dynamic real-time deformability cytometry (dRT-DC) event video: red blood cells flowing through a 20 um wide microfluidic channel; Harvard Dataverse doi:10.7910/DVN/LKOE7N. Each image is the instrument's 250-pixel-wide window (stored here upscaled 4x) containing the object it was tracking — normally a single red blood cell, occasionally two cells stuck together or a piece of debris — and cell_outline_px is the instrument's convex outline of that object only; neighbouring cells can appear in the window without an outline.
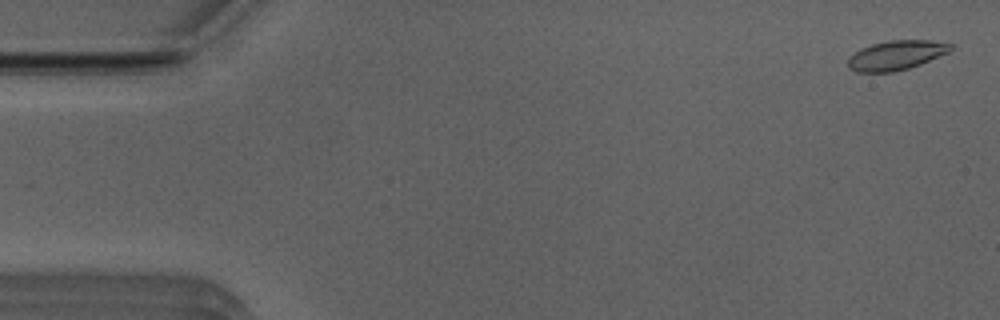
{"species": "Egyptian fruit bat (a non-hibernating species)", "species_latin": "Rousettus aegyptiacus", "temperature_condition": "room temperature", "stored_images_in_passage": 23, "camera_frame_rate_fps": 3000, "um_per_image_px": 0.085, "animal": {"sex": "male"}, "frame": {"image": 1, "passage_image": 2, "time_ms": 0.333, "image_size_px": [1000, 320], "cell_outline_px": [[952, 48], [948, 52], [920, 64], [908, 68], [892, 72], [856, 72], [848, 68], [848, 56], [860, 48], [872, 44], [888, 40], [928, 40], [952, 44]], "centroid_in_image_um": [76.11, 4.69], "position_along_channel_um": 8.9, "area_um2": 17.57}}
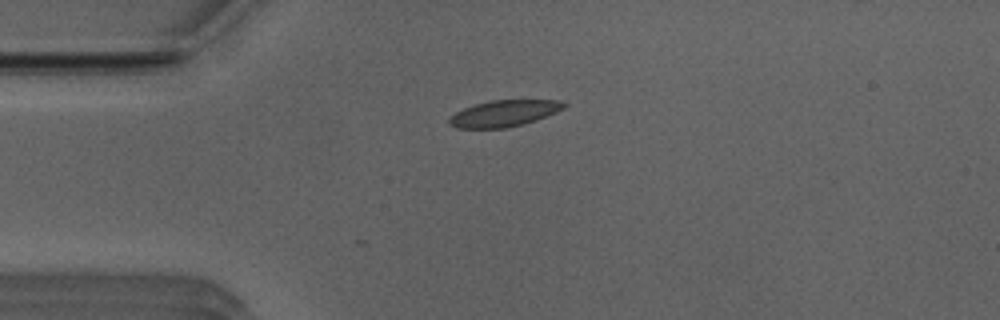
{"frame": {"image": 2, "passage_image": 13, "time_ms": 4.0, "image_size_px": [1000, 320], "cell_outline_px": [[568, 104], [564, 108], [556, 112], [536, 120], [504, 128], [456, 128], [448, 124], [448, 120], [456, 112], [464, 108], [488, 100], [560, 100]], "centroid_in_image_um": [42.84, 9.63], "position_along_channel_um": 42.2, "area_um2": 17.51}}
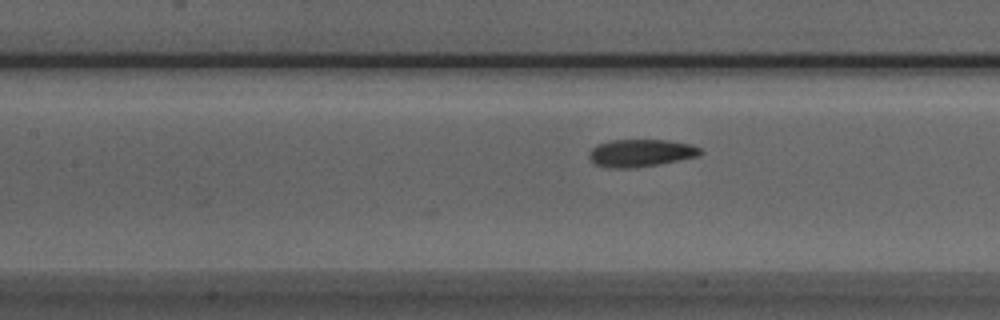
{"frame": {"image": 3, "passage_image": 23, "time_ms": 7.333, "image_size_px": [1000, 320], "cell_outline_px": [[704, 152], [700, 156], [656, 164], [632, 168], [616, 168], [596, 164], [588, 156], [588, 152], [592, 148], [600, 144], [612, 140], [668, 140], [692, 144], [700, 148]], "centroid_in_image_um": [54.51, 12.99], "position_along_channel_um": 152.9, "area_um2": 17.63}}